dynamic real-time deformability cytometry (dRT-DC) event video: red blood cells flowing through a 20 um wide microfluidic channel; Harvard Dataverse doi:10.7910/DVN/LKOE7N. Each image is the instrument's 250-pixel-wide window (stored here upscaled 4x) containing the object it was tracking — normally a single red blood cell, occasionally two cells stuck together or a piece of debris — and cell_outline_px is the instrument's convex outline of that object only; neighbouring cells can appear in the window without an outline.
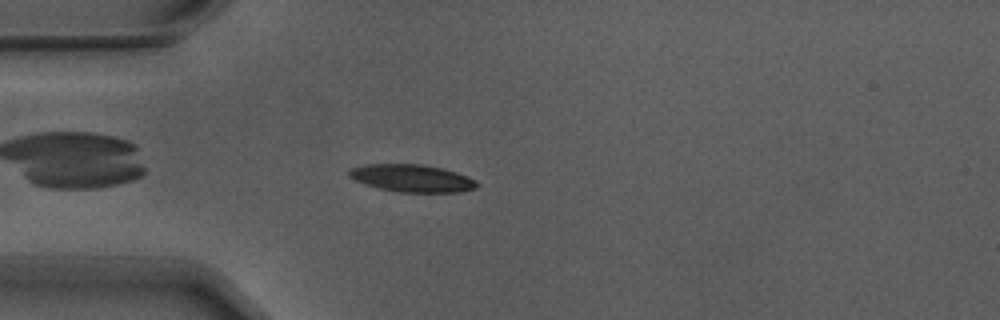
{"species": "Egyptian fruit bat (a non-hibernating species)", "species_latin": "Rousettus aegyptiacus", "temperature_condition": "warm", "stored_images_in_passage": 5, "camera_frame_rate_fps": 3000, "um_per_image_px": 0.085, "animal": {"sex": "male"}, "frame": {"image": 1, "passage_image": 5, "time_ms": 1.333, "image_size_px": [1000, 320], "cell_outline_px": [[480, 184], [476, 188], [460, 192], [396, 192], [380, 188], [356, 180], [348, 176], [348, 172], [352, 168], [368, 164], [420, 164], [440, 168], [456, 172], [468, 176], [476, 180]], "centroid_in_image_um": [35.07, 15.15], "position_along_channel_um": 49.9, "area_um2": 20.29}}